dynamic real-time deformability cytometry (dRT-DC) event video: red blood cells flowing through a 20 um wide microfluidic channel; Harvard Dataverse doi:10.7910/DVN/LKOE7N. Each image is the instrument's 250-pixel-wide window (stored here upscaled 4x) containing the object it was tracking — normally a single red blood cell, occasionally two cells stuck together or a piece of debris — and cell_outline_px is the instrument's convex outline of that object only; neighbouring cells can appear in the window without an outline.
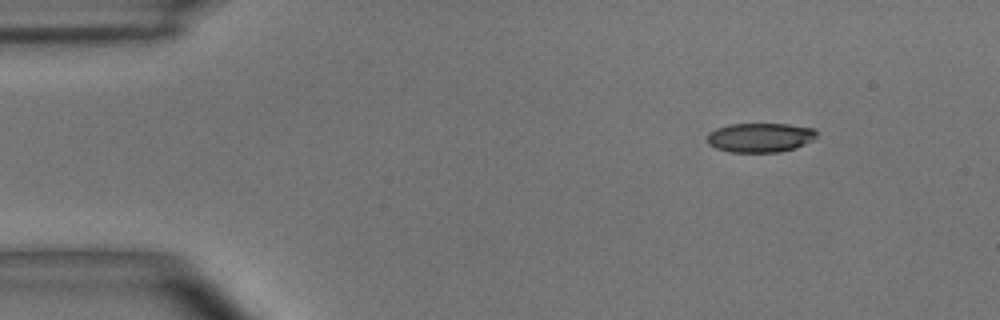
{"species": "common noctule bat (a hibernating species)", "species_latin": "Nyctalus noctula", "temperature_condition": "room temperature", "stored_images_in_passage": 48, "camera_frame_rate_fps": 3000, "um_per_image_px": 0.085, "animal": {"sex": "male", "body_mass_g": 15.6}, "frame": {"image": 1, "passage_image": 1, "time_ms": 0.0, "image_size_px": [1000, 320], "cell_outline_px": [[816, 136], [812, 140], [796, 148], [780, 152], [728, 152], [716, 148], [708, 144], [708, 132], [716, 128], [728, 124], [788, 124], [816, 128]], "centroid_in_image_um": [64.61, 11.69], "position_along_channel_um": 20.4, "area_um2": 18.84}}
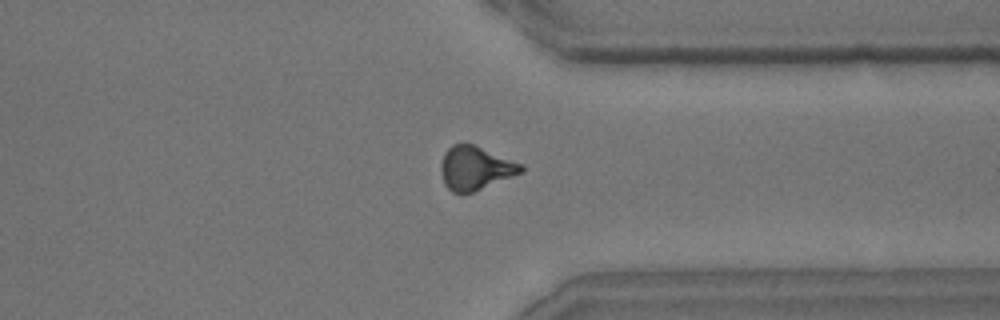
{"frame": {"image": 2, "passage_image": 36, "time_ms": 11.667, "image_size_px": [1000, 320], "cell_outline_px": [[524, 172], [472, 192], [460, 196], [452, 192], [444, 184], [440, 172], [440, 164], [444, 152], [452, 144], [464, 140], [476, 144], [524, 164]], "centroid_in_image_um": [40.39, 14.25], "position_along_channel_um": 371.0, "area_um2": 21.27}}
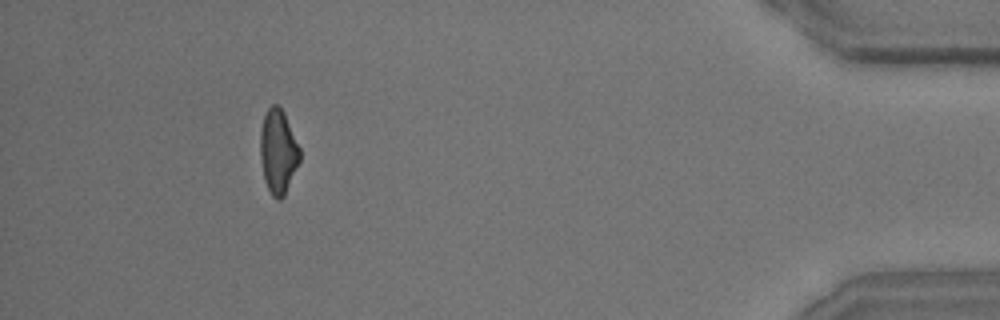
{"frame": {"image": 3, "passage_image": 44, "time_ms": 14.333, "image_size_px": [1000, 320], "cell_outline_px": [[300, 160], [284, 196], [280, 200], [276, 200], [272, 196], [264, 180], [260, 156], [260, 132], [264, 116], [268, 108], [272, 104], [276, 104], [284, 112], [300, 148]], "centroid_in_image_um": [23.64, 12.89], "position_along_channel_um": 411.6, "area_um2": 19.36}, "authors_computed_cell_mechanics": {"area_um2": 20.3167, "velocity_mm_per_s": 3.6955, "shape_relaxation_time_tau1_ms": 8.0948, "shape_relaxation_time_tau2_ms": 3.0492, "deformation_change_tau1": 0.2096, "deformation_change_tau2": 0.1103}}